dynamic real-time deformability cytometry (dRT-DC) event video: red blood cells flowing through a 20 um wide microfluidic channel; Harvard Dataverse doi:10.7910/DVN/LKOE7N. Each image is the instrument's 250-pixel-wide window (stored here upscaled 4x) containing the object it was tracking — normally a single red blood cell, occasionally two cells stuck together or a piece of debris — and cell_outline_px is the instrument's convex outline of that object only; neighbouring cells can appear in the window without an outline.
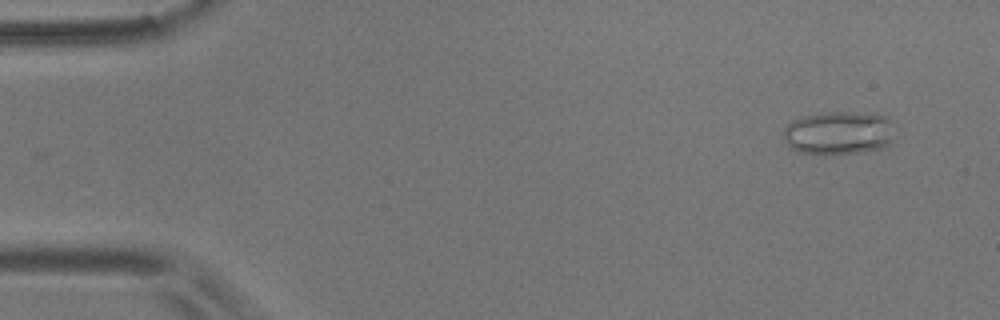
{"species": "common noctule bat (a hibernating species)", "species_latin": "Nyctalus noctula", "temperature_condition": "room temperature", "stored_images_in_passage": 55, "camera_frame_rate_fps": 3000, "um_per_image_px": 0.085, "animal": {"sex": "male", "body_mass_g": 17.9}, "frame": {"image": 1, "passage_image": 4, "time_ms": 1.0, "image_size_px": [1000, 320], "cell_outline_px": [[892, 140], [884, 148], [860, 152], [800, 152], [792, 148], [784, 140], [784, 128], [792, 120], [804, 116], [824, 112], [856, 112], [884, 116], [888, 120]], "centroid_in_image_um": [71.25, 11.27], "position_along_channel_um": 13.8, "area_um2": 27.22}}
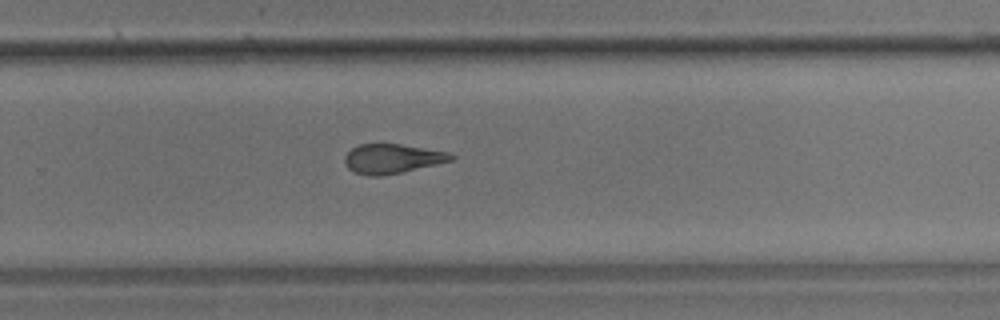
{"frame": {"image": 2, "passage_image": 36, "time_ms": 11.667, "image_size_px": [1000, 320], "cell_outline_px": [[456, 156], [452, 160], [436, 164], [400, 172], [380, 176], [368, 176], [356, 172], [348, 168], [344, 164], [344, 156], [352, 148], [360, 144], [400, 144], [452, 152]], "centroid_in_image_um": [33.34, 13.48], "position_along_channel_um": 296.5, "area_um2": 18.21}}
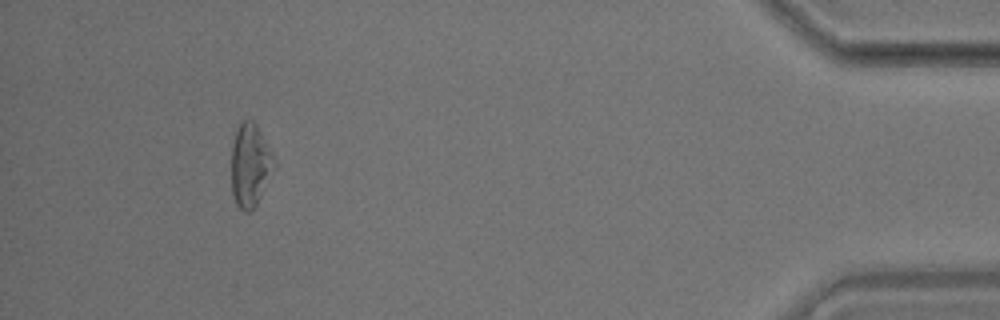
{"frame": {"image": 3, "passage_image": 51, "time_ms": 16.667, "image_size_px": [1000, 320], "cell_outline_px": [[276, 168], [252, 212], [244, 212], [236, 204], [232, 192], [232, 144], [236, 128], [240, 120], [252, 120], [256, 124], [276, 164]], "centroid_in_image_um": [21.25, 14.06], "position_along_channel_um": 413.9, "area_um2": 20.69}, "authors_computed_cell_mechanics": {"area_um2": 20.2878, "velocity_mm_per_s": 3.6172, "shape_relaxation_time_tau1_ms": 11.2665, "shape_relaxation_time_tau2_ms": 2.7598, "deformation_change_tau1": 0.2167, "deformation_change_tau2": 0.1204}}